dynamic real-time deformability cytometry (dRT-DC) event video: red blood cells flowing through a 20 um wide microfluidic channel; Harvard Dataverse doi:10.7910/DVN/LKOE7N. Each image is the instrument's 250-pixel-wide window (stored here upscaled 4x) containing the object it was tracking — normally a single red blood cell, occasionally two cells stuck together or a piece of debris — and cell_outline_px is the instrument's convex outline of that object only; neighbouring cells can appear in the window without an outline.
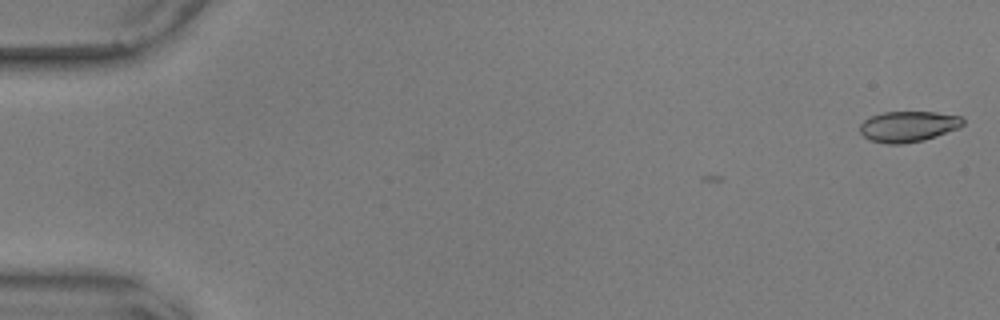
{"species": "common noctule bat (a hibernating species)", "species_latin": "Nyctalus noctula", "temperature_condition": "warm", "stored_images_in_passage": 6, "camera_frame_rate_fps": 3000, "um_per_image_px": 0.085, "animal": {"sex": "male", "body_mass_g": 17.9, "forearm_length_mm": 54.2}, "frame": {"image": 1, "passage_image": 1, "time_ms": 0.0, "image_size_px": [1000, 320], "cell_outline_px": [[964, 124], [960, 128], [924, 140], [900, 144], [888, 144], [868, 140], [860, 132], [860, 124], [864, 120], [872, 116], [884, 112], [936, 112], [960, 116], [964, 120]], "centroid_in_image_um": [77.21, 10.75], "position_along_channel_um": 7.8, "area_um2": 18.5}}